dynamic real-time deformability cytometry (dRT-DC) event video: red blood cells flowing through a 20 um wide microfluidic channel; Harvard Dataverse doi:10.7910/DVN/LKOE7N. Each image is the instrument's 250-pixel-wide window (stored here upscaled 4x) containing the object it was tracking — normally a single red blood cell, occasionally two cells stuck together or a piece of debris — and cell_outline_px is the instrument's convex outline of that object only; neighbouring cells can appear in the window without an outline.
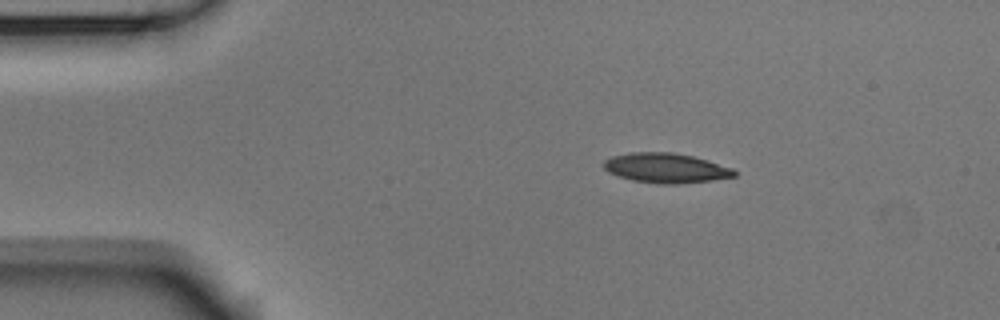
{"species": "Egyptian fruit bat (a non-hibernating species)", "species_latin": "Rousettus aegyptiacus", "temperature_condition": "room temperature", "stored_images_in_passage": 5, "camera_frame_rate_fps": 3000, "um_per_image_px": 0.085, "animal": {"sex": "male"}, "frame": {"image": 1, "passage_image": 2, "time_ms": 0.333, "image_size_px": [1000, 320], "cell_outline_px": [[736, 176], [712, 180], [676, 184], [656, 184], [632, 180], [608, 172], [604, 168], [604, 160], [612, 156], [628, 152], [672, 152], [692, 156], [708, 160], [732, 168], [736, 172]], "centroid_in_image_um": [56.59, 14.28], "position_along_channel_um": 28.4, "area_um2": 22.66}}
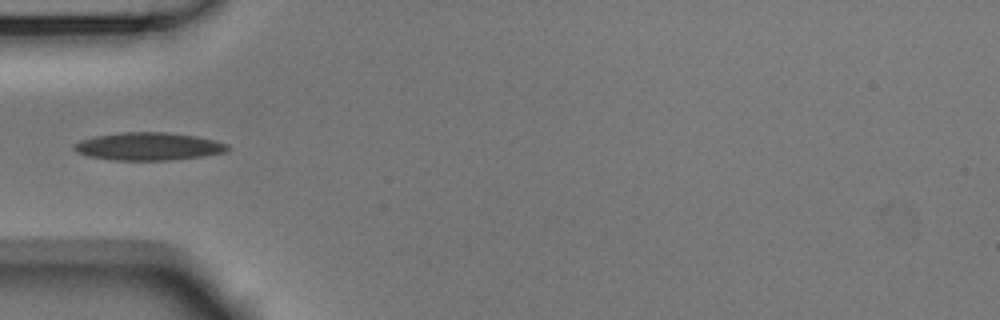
{"frame": {"image": 2, "passage_image": 4, "time_ms": 1.0, "image_size_px": [1000, 320], "cell_outline_px": [[228, 148], [224, 152], [204, 156], [168, 160], [112, 160], [88, 156], [76, 152], [72, 148], [80, 140], [96, 136], [124, 132], [164, 132], [196, 136], [228, 144]], "centroid_in_image_um": [12.59, 12.45], "position_along_channel_um": 72.4, "area_um2": 24.62}}
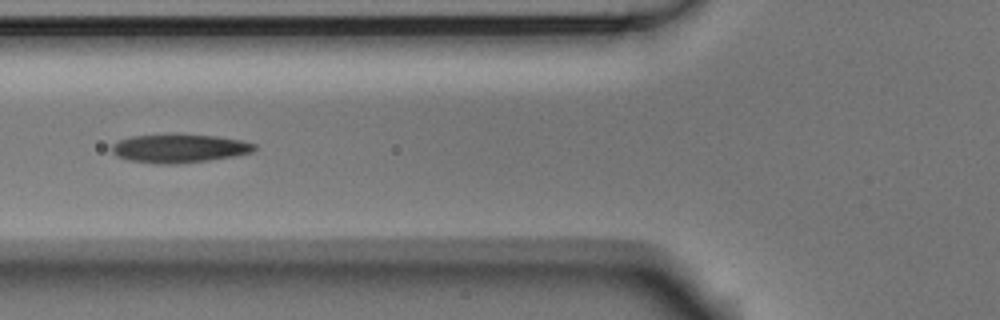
{"frame": {"image": 3, "passage_image": 5, "time_ms": 1.333, "image_size_px": [1000, 320], "cell_outline_px": [[256, 148], [252, 152], [236, 156], [208, 160], [176, 164], [160, 164], [128, 160], [116, 156], [112, 152], [112, 144], [120, 140], [132, 136], [216, 136], [240, 140], [256, 144]], "centroid_in_image_um": [15.25, 12.65], "position_along_channel_um": 110.6, "area_um2": 23.06}}